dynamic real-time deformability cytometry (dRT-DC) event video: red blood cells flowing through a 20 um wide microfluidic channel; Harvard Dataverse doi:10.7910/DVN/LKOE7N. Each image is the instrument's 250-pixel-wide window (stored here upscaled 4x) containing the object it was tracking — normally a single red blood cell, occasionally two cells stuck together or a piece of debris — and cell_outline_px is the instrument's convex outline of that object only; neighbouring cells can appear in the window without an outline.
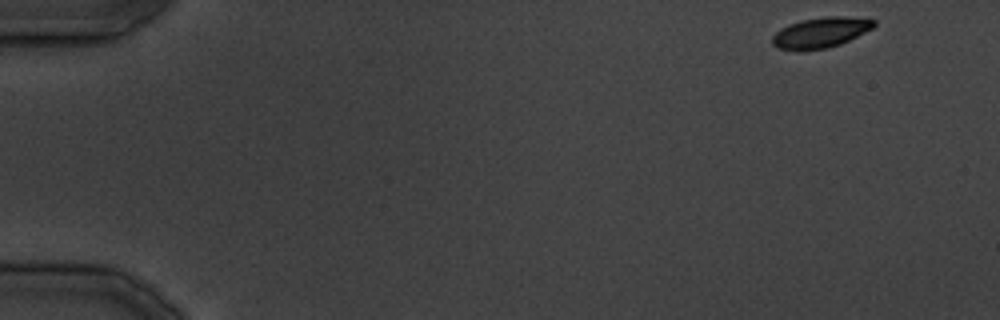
{"species": "common noctule bat (a hibernating species)", "species_latin": "Nyctalus noctula", "temperature_condition": "cold", "stored_images_in_passage": 26, "camera_frame_rate_fps": 3000, "um_per_image_px": 0.085, "animal": {"sex": "male", "body_mass_g": 19.5, "forearm_length_mm": 54.6}, "frame": {"image": 1, "passage_image": 1, "time_ms": 0.0, "image_size_px": [1000, 320], "cell_outline_px": [[876, 24], [872, 28], [840, 44], [828, 48], [800, 52], [776, 48], [772, 44], [772, 36], [776, 32], [788, 24], [800, 20], [828, 16], [844, 16], [876, 20]], "centroid_in_image_um": [69.7, 2.79], "position_along_channel_um": 15.3, "area_um2": 18.21}}